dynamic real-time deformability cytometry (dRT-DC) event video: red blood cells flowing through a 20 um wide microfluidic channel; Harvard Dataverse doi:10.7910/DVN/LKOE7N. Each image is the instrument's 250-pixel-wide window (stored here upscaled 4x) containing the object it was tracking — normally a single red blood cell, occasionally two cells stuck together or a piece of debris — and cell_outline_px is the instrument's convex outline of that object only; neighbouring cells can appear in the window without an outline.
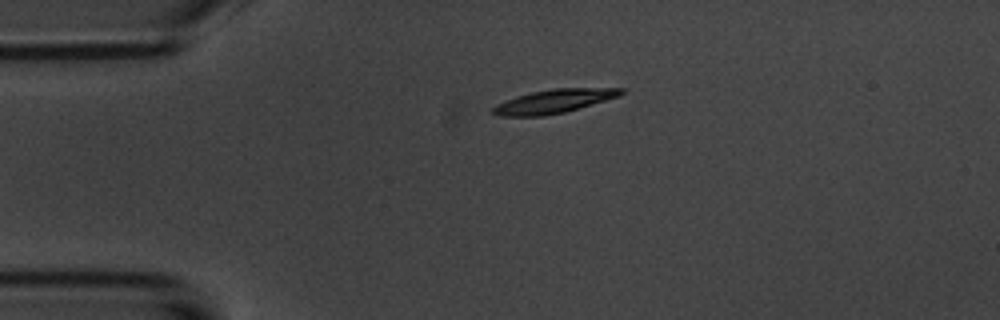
{"species": "common noctule bat (a hibernating species)", "species_latin": "Nyctalus noctula", "temperature_condition": "room temperature", "stored_images_in_passage": 2, "camera_frame_rate_fps": 3000, "um_per_image_px": 0.085, "animal": {"sex": "male", "body_mass_g": 20.1, "forearm_length_mm": 53.5}, "frame": {"image": 1, "passage_image": 1, "time_ms": 0.0, "image_size_px": [1000, 320], "cell_outline_px": [[624, 92], [620, 96], [564, 112], [544, 116], [500, 116], [492, 112], [492, 108], [496, 104], [516, 96], [532, 92], [552, 88], [624, 88]], "centroid_in_image_um": [47.08, 8.6], "position_along_channel_um": 37.9, "area_um2": 17.57}}